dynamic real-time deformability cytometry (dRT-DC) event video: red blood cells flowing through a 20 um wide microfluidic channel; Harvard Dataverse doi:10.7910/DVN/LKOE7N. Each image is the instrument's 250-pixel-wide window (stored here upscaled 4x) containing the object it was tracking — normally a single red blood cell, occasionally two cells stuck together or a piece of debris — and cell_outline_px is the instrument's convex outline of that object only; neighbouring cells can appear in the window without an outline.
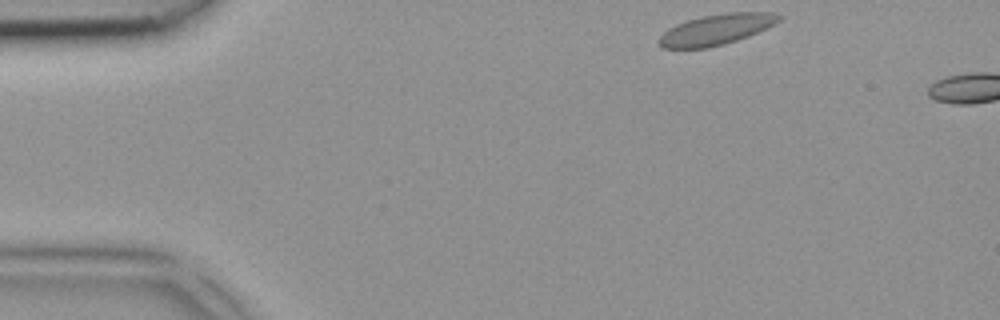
{"species": "common noctule bat (a hibernating species)", "species_latin": "Nyctalus noctula", "temperature_condition": "room temperature", "stored_images_in_passage": 2, "camera_frame_rate_fps": 3000, "um_per_image_px": 0.085, "animal": {"sex": "female", "body_mass_g": 18.4}, "frame": {"image": 1, "passage_image": 1, "time_ms": 0.0, "image_size_px": [1000, 320], "cell_outline_px": [[780, 20], [748, 36], [724, 44], [708, 48], [664, 48], [656, 44], [656, 40], [668, 28], [676, 24], [700, 16], [728, 12], [772, 12], [780, 16]], "centroid_in_image_um": [60.8, 2.51], "position_along_channel_um": 24.2, "area_um2": 21.27}}